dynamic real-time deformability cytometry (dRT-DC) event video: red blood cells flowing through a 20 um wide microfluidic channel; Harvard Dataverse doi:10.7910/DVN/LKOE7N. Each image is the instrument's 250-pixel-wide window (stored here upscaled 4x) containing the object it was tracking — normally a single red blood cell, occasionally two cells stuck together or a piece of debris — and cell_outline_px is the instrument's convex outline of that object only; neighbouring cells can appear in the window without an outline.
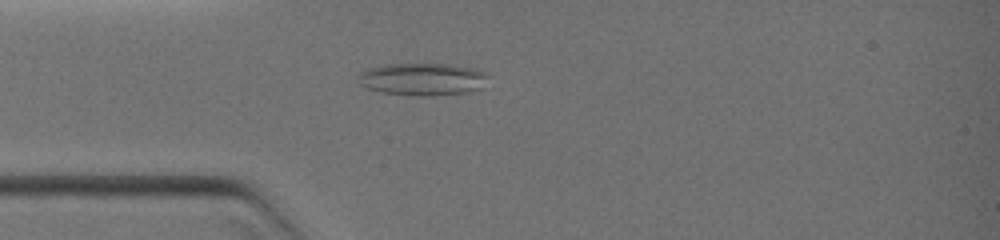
{"species": "common noctule bat (a hibernating species)", "species_latin": "Nyctalus noctula", "temperature_condition": "warm", "stored_images_in_passage": 6, "camera_frame_rate_fps": 3000, "um_per_image_px": 0.085, "animal": {"sex": "female", "body_mass_g": 19.0, "forearm_length_mm": 51.5}, "frame": {"image": 1, "passage_image": 6, "time_ms": 1.667, "image_size_px": [1000, 240], "cell_outline_px": [[488, 76], [484, 88], [472, 92], [432, 96], [412, 96], [384, 92], [368, 88], [360, 84], [356, 76], [364, 68], [384, 64], [448, 64], [472, 68], [488, 72]], "centroid_in_image_um": [35.94, 6.73], "position_along_channel_um": 49.1, "area_um2": 25.09}}